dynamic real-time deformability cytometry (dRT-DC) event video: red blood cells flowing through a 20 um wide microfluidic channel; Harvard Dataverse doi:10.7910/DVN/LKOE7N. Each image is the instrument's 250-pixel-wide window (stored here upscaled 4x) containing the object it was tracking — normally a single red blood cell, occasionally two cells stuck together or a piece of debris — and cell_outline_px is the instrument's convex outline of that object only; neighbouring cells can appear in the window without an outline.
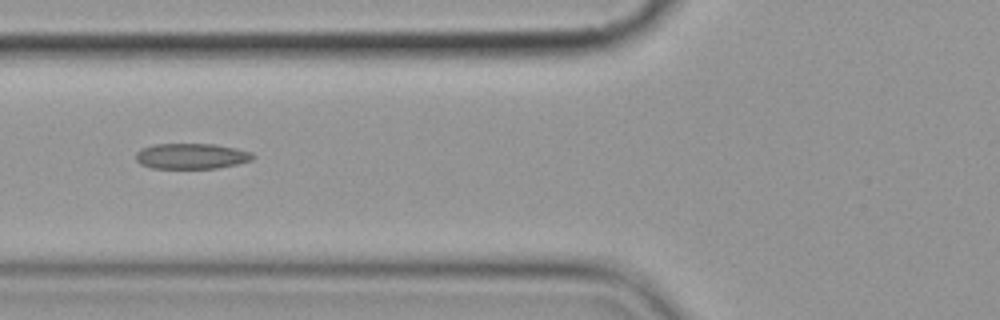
{"species": "common noctule bat (a hibernating species)", "species_latin": "Nyctalus noctula", "temperature_condition": "cold", "stored_images_in_passage": 9, "camera_frame_rate_fps": 3000, "um_per_image_px": 0.085, "animal": {"sex": "female", "body_mass_g": 19.9}, "frame": {"image": 1, "passage_image": 6, "time_ms": 6.0, "image_size_px": [1000, 320], "cell_outline_px": [[252, 160], [236, 164], [216, 168], [152, 168], [140, 164], [136, 160], [136, 152], [140, 148], [156, 144], [216, 144], [236, 148], [252, 152]], "centroid_in_image_um": [16.24, 13.26], "position_along_channel_um": 109.6, "area_um2": 17.4}}
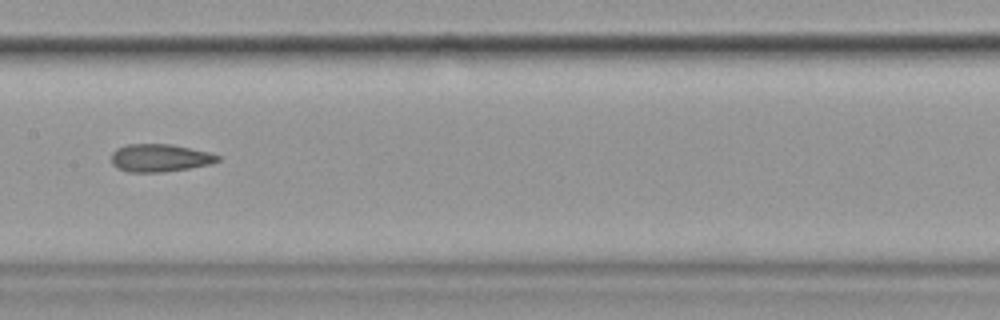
{"frame": {"image": 2, "passage_image": 8, "time_ms": 8.333, "image_size_px": [1000, 320], "cell_outline_px": [[220, 160], [208, 164], [188, 168], [160, 172], [128, 172], [112, 164], [112, 152], [116, 148], [128, 144], [172, 144], [208, 152], [220, 156]], "centroid_in_image_um": [13.56, 13.41], "position_along_channel_um": 193.8, "area_um2": 16.99}}
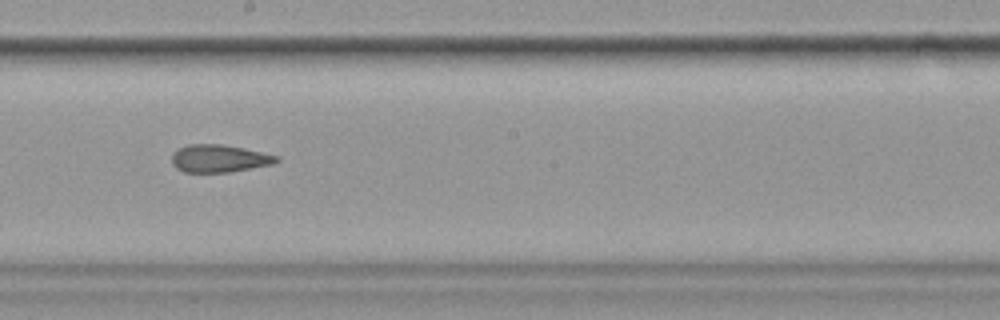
{"frame": {"image": 3, "passage_image": 9, "time_ms": 9.333, "image_size_px": [1000, 320], "cell_outline_px": [[280, 160], [272, 164], [228, 172], [184, 172], [176, 168], [172, 164], [172, 152], [188, 144], [220, 144], [244, 148], [280, 156]], "centroid_in_image_um": [18.62, 13.46], "position_along_channel_um": 229.6, "area_um2": 16.82}}